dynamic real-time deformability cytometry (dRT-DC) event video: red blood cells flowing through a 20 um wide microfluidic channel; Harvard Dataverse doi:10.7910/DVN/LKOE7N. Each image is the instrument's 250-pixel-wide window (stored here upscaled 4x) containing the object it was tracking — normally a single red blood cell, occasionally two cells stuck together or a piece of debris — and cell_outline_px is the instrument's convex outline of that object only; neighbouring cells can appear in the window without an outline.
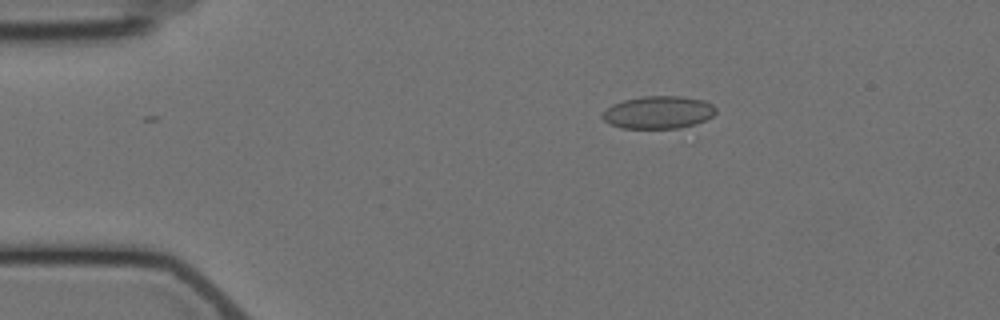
{"species": "Egyptian fruit bat (a non-hibernating species)", "species_latin": "Rousettus aegyptiacus", "temperature_condition": "cold", "stored_images_in_passage": 6, "camera_frame_rate_fps": 3000, "um_per_image_px": 0.085, "animal": {"sex": "female"}, "frame": {"image": 1, "passage_image": 3, "time_ms": 3.0, "image_size_px": [1000, 320], "cell_outline_px": [[716, 112], [712, 116], [696, 124], [680, 128], [620, 128], [608, 124], [600, 116], [612, 104], [624, 100], [640, 96], [680, 96], [704, 100], [712, 104], [716, 108]], "centroid_in_image_um": [55.95, 9.55], "position_along_channel_um": 29.1, "area_um2": 21.68}}